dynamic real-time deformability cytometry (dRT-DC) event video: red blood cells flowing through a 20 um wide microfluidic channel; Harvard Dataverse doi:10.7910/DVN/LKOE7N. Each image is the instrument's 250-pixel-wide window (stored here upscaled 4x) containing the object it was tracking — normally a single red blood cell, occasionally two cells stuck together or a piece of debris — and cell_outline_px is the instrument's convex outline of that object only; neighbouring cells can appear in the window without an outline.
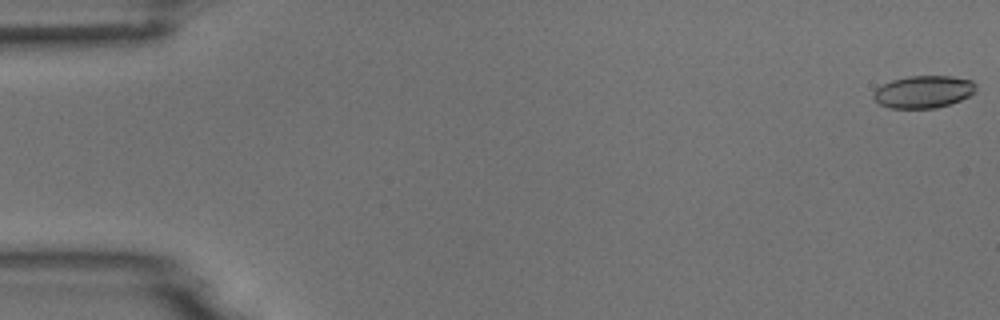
{"species": "common noctule bat (a hibernating species)", "species_latin": "Nyctalus noctula", "temperature_condition": "room temperature", "stored_images_in_passage": 6, "camera_frame_rate_fps": 3000, "um_per_image_px": 0.085, "animal": {"sex": "male", "body_mass_g": 18.8}, "frame": {"image": 1, "passage_image": 1, "time_ms": 0.0, "image_size_px": [1000, 320], "cell_outline_px": [[976, 92], [960, 100], [936, 108], [888, 108], [880, 104], [872, 96], [872, 92], [876, 88], [892, 80], [908, 76], [952, 76], [972, 80], [976, 84]], "centroid_in_image_um": [78.49, 7.8], "position_along_channel_um": 6.5, "area_um2": 19.36}}
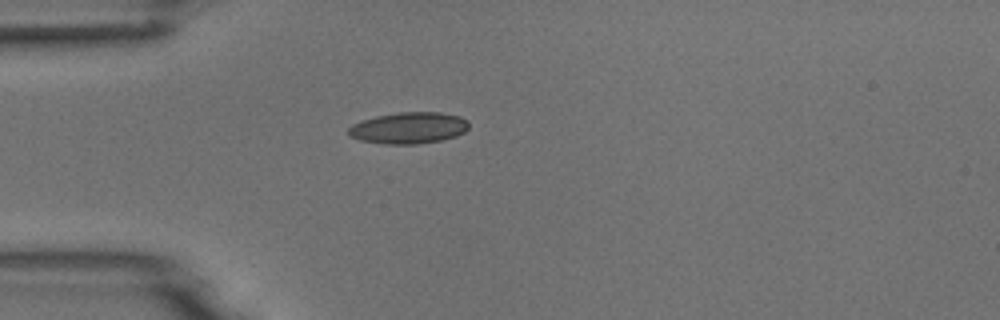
{"frame": {"image": 2, "passage_image": 5, "time_ms": 4.667, "image_size_px": [1000, 320], "cell_outline_px": [[468, 128], [464, 132], [456, 136], [440, 140], [416, 144], [388, 144], [360, 140], [348, 136], [348, 128], [352, 124], [360, 120], [376, 116], [400, 112], [440, 112], [460, 116], [468, 120]], "centroid_in_image_um": [34.72, 10.86], "position_along_channel_um": 50.3, "area_um2": 22.14}}